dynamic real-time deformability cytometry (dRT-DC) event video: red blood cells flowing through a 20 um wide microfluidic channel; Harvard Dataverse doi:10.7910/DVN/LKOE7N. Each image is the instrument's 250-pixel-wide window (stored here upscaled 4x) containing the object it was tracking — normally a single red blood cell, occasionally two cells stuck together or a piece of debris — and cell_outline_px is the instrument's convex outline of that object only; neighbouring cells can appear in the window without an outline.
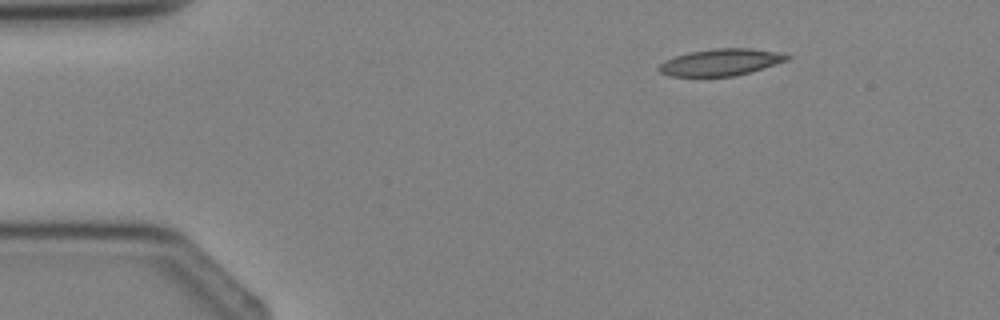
{"species": "Egyptian fruit bat (a non-hibernating species)", "species_latin": "Rousettus aegyptiacus", "temperature_condition": "cold", "stored_images_in_passage": 4, "camera_frame_rate_fps": 3000, "um_per_image_px": 0.085, "animal": {"sex": "female"}, "frame": {"image": 1, "passage_image": 2, "time_ms": 1.0, "image_size_px": [1000, 320], "cell_outline_px": [[792, 56], [788, 60], [764, 68], [732, 76], [672, 76], [660, 72], [656, 68], [664, 60], [688, 52], [716, 48], [752, 48], [776, 52]], "centroid_in_image_um": [61.25, 5.28], "position_along_channel_um": 23.8, "area_um2": 19.88}}